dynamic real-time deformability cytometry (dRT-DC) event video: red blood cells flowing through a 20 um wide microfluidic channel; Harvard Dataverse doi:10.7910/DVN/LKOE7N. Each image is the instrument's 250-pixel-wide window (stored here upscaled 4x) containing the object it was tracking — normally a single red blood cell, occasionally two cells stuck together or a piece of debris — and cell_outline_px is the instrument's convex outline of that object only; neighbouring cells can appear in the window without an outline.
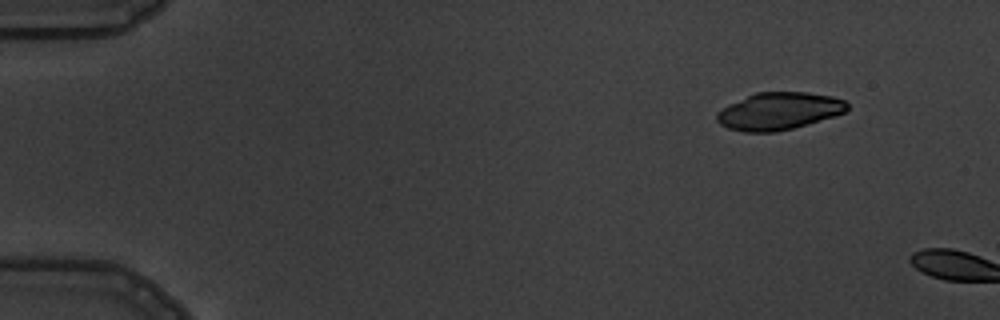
{"species": "common noctule bat (a hibernating species)", "species_latin": "Nyctalus noctula", "temperature_condition": "warm", "stored_images_in_passage": 6, "segment_of_instrument_passage": [2, 2], "camera_frame_rate_fps": 3000, "um_per_image_px": 0.085, "animal": {"sex": "male", "body_mass_g": 19.5, "forearm_length_mm": 54.6}, "frame": {"image": 1, "passage_image": 6, "time_ms": 7.0, "image_size_px": [1000, 320], "cell_outline_px": [[848, 108], [844, 112], [832, 116], [792, 128], [776, 132], [744, 132], [728, 128], [720, 124], [716, 120], [716, 112], [728, 104], [756, 92], [808, 92], [832, 96], [844, 100], [848, 104]], "centroid_in_image_um": [66.16, 9.44], "position_along_channel_um": 18.8, "area_um2": 28.21}}